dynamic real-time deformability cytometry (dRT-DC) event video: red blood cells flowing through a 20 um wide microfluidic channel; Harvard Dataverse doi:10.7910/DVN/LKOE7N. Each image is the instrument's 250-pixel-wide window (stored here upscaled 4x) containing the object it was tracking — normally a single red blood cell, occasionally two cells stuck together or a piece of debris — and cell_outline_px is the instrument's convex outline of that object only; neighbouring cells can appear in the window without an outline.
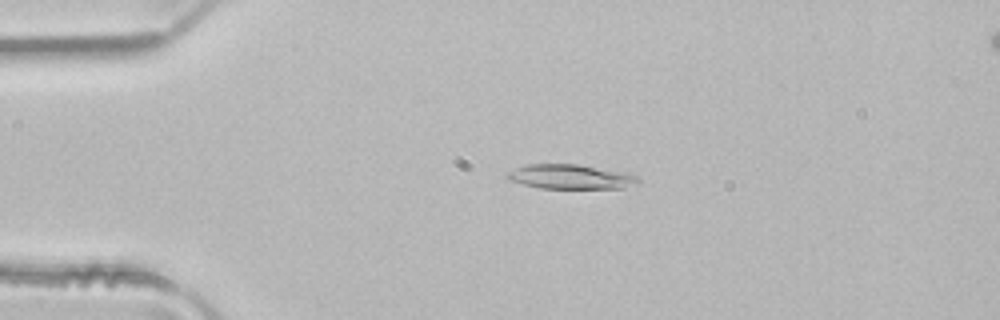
{"species": "common noctule bat (a hibernating species)", "species_latin": "Nyctalus noctula", "temperature_condition": "room temperature", "stored_images_in_passage": 4, "camera_frame_rate_fps": 3000, "um_per_image_px": 0.085, "animal": {"sex": "male", "body_mass_g": 21.5, "forearm_length_mm": 52.0}, "frame": {"image": 1, "passage_image": 2, "time_ms": 0.333, "image_size_px": [1000, 320], "cell_outline_px": [[640, 180], [636, 184], [624, 188], [540, 188], [524, 184], [512, 180], [508, 176], [508, 172], [516, 168], [528, 164], [580, 164], [628, 172], [636, 176]], "centroid_in_image_um": [48.59, 15.01], "position_along_channel_um": 36.4, "area_um2": 18.61}}